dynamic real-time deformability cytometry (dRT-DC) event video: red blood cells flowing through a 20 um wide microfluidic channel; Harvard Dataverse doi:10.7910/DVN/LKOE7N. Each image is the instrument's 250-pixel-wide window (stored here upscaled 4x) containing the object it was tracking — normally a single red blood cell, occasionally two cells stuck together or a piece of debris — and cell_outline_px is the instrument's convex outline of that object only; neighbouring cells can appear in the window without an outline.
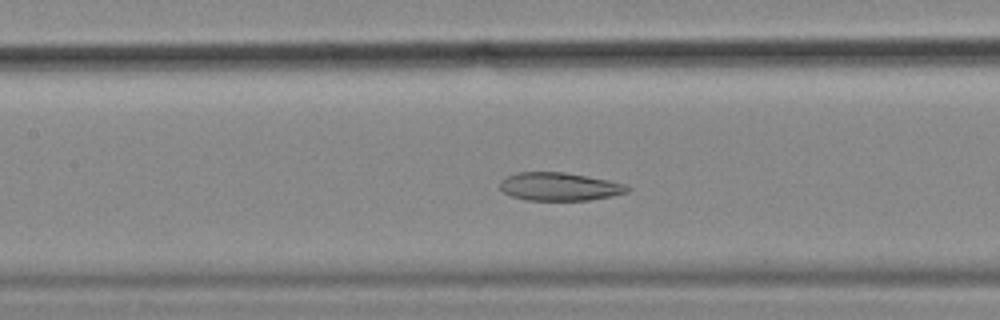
{"species": "common noctule bat (a hibernating species)", "species_latin": "Nyctalus noctula", "temperature_condition": "cold", "stored_images_in_passage": 58, "camera_frame_rate_fps": 3000, "um_per_image_px": 0.085, "animal": {"sex": "female", "body_mass_g": 18.4}, "frame": {"image": 1, "passage_image": 26, "time_ms": 8.333, "image_size_px": [1000, 320], "cell_outline_px": [[632, 188], [628, 192], [612, 196], [588, 200], [524, 200], [512, 196], [504, 192], [500, 188], [500, 180], [504, 176], [516, 172], [564, 172], [608, 180], [624, 184]], "centroid_in_image_um": [47.52, 15.86], "position_along_channel_um": 159.9, "area_um2": 20.98}}
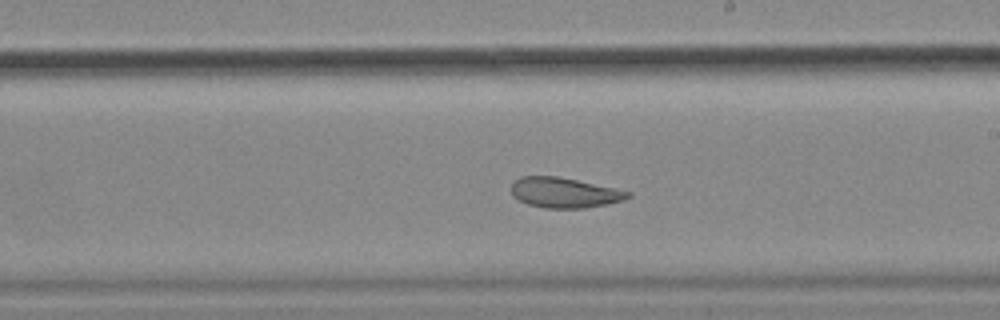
{"frame": {"image": 2, "passage_image": 33, "time_ms": 10.667, "image_size_px": [1000, 320], "cell_outline_px": [[632, 196], [624, 200], [608, 204], [584, 208], [544, 208], [528, 204], [512, 196], [512, 180], [520, 176], [556, 176], [616, 188], [632, 192]], "centroid_in_image_um": [47.98, 16.37], "position_along_channel_um": 241.0, "area_um2": 20.63}}
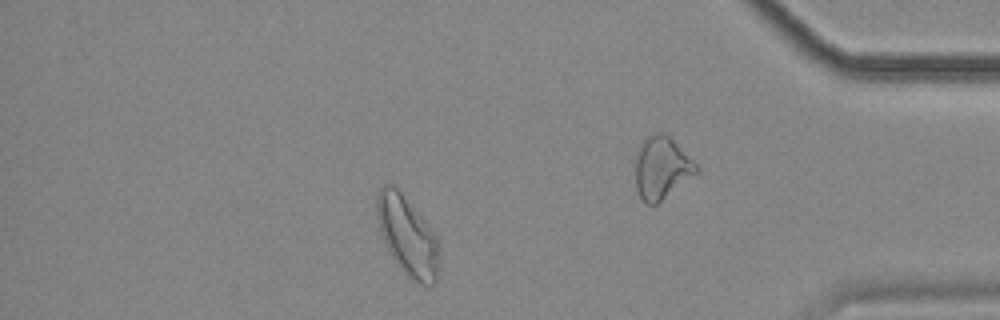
{"frame": {"image": 3, "passage_image": 50, "time_ms": 16.333, "image_size_px": [1000, 320], "cell_outline_px": [[440, 248], [436, 280], [432, 284], [416, 284], [396, 264], [380, 232], [376, 216], [376, 196], [380, 188], [384, 184], [392, 184], [400, 192], [420, 216], [436, 236]], "centroid_in_image_um": [34.61, 20.07], "position_along_channel_um": 400.6, "area_um2": 28.32}, "authors_computed_cell_mechanics": {"area_um2": 26.4435, "velocity_mm_per_s": 3.5013, "shape_relaxation_time_tau1_ms": null, "shape_relaxation_time_tau2_ms": 2.7819, "deformation_change_tau1": null, "deformation_change_tau2": 0.085}}